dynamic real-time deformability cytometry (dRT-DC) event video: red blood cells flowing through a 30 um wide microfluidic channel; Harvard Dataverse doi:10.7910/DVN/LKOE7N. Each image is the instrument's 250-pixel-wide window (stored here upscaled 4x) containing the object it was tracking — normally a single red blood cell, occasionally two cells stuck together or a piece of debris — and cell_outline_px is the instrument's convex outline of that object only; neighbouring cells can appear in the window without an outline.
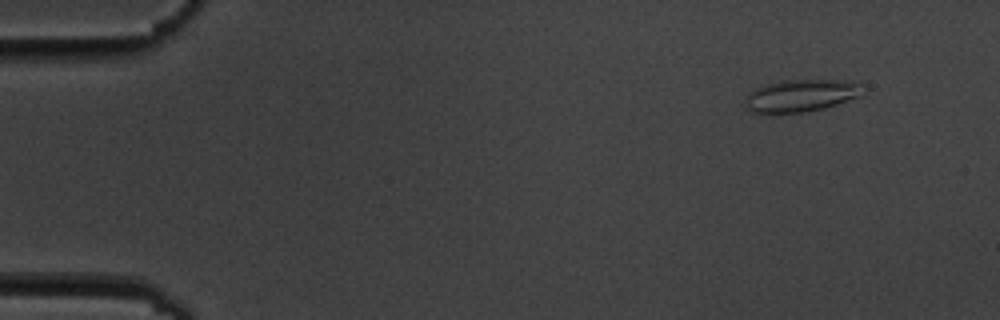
{"species": "common noctule bat (a hibernating species)", "species_latin": "Nyctalus noctula", "temperature_condition": "cold", "stored_images_in_passage": 10, "camera_frame_rate_fps": 3000, "um_per_image_px": 0.085, "animal": {"sex": "male", "body_mass_g": 19.5, "forearm_length_mm": 54.6}, "frame": {"image": 1, "passage_image": 1, "time_ms": 0.0, "image_size_px": [1000, 320], "cell_outline_px": [[860, 96], [824, 108], [804, 112], [752, 112], [748, 108], [748, 96], [756, 88], [764, 84], [784, 80], [848, 80], [860, 84]], "centroid_in_image_um": [68.12, 8.1], "position_along_channel_um": 16.9, "area_um2": 21.44}}
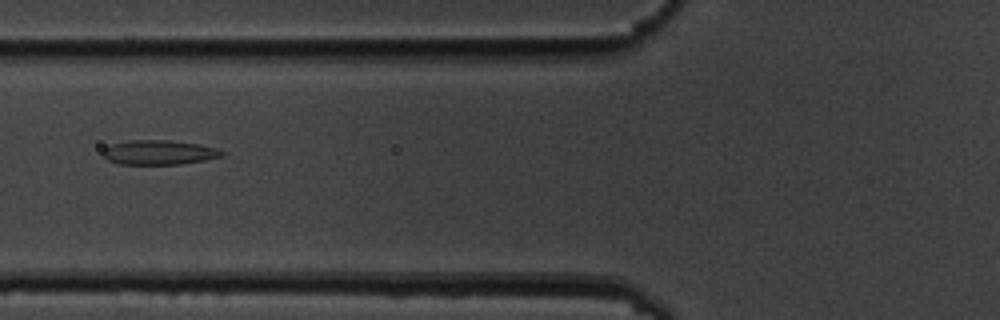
{"frame": {"image": 2, "passage_image": 6, "time_ms": 5.667, "image_size_px": [1000, 320], "cell_outline_px": [[224, 156], [204, 160], [180, 164], [120, 164], [108, 160], [100, 152], [104, 148], [112, 144], [128, 140], [168, 140], [200, 144], [216, 148], [224, 152]], "centroid_in_image_um": [13.5, 12.95], "position_along_channel_um": 112.3, "area_um2": 17.05}}
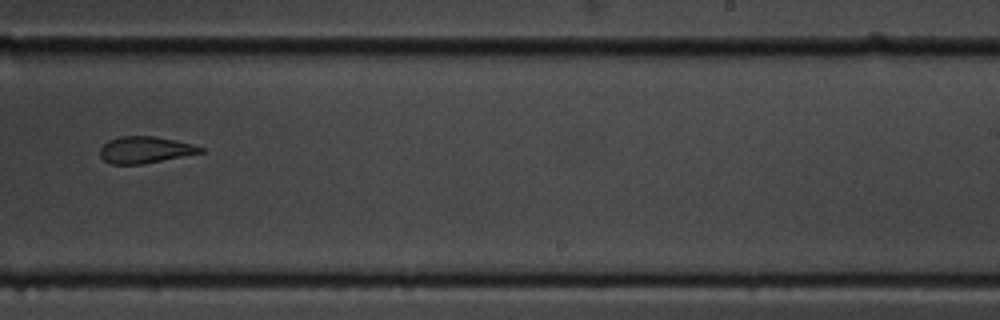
{"frame": {"image": 3, "passage_image": 10, "time_ms": 10.333, "image_size_px": [1000, 320], "cell_outline_px": [[204, 152], [144, 164], [112, 164], [104, 160], [100, 156], [100, 148], [108, 140], [120, 136], [152, 136], [176, 140], [192, 144], [204, 148]], "centroid_in_image_um": [12.33, 12.73], "position_along_channel_um": 276.7, "area_um2": 15.61}}